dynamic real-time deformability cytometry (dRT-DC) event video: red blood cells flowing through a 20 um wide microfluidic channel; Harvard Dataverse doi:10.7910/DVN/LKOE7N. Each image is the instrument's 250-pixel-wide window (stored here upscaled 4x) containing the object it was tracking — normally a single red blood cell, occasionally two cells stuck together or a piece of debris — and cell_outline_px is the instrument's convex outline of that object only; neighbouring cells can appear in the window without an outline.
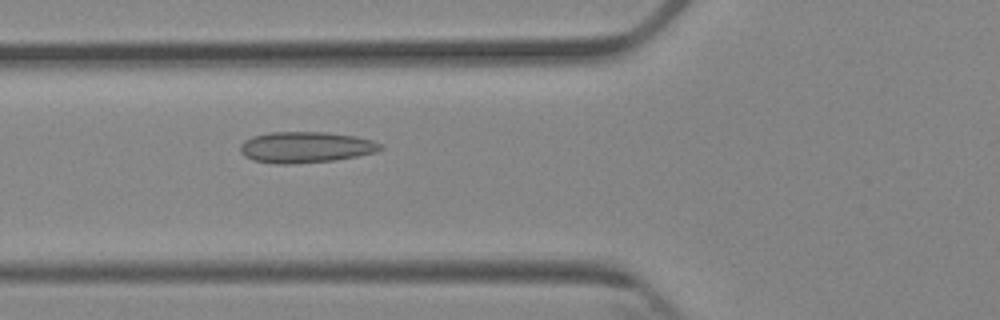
{"species": "Egyptian fruit bat (a non-hibernating species)", "species_latin": "Rousettus aegyptiacus", "temperature_condition": "cold", "stored_images_in_passage": 2, "camera_frame_rate_fps": 3000, "um_per_image_px": 0.085, "animal": {"sex": "female"}, "frame": {"image": 1, "passage_image": 2, "time_ms": 1.0, "image_size_px": [1000, 320], "cell_outline_px": [[384, 148], [376, 152], [336, 160], [292, 164], [276, 164], [252, 160], [244, 156], [240, 152], [240, 144], [244, 140], [252, 136], [272, 132], [324, 132], [356, 136], [372, 140], [380, 144]], "centroid_in_image_um": [25.95, 12.52], "position_along_channel_um": 99.8, "area_um2": 25.49}}